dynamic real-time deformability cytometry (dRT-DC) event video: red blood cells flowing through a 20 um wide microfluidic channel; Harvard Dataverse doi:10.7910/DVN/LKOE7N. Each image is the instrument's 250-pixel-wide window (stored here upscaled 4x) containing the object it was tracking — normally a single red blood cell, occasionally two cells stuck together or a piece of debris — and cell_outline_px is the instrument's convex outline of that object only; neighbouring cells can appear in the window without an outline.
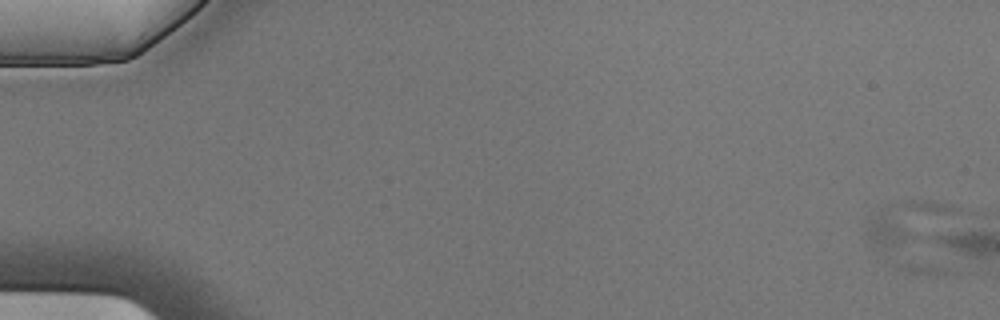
{"species": "Egyptian fruit bat (a non-hibernating species)", "species_latin": "Rousettus aegyptiacus", "temperature_condition": "cold", "stored_images_in_passage": 3, "camera_frame_rate_fps": 3000, "um_per_image_px": 0.085, "animal": {"sex": "male"}, "frame": {"image": 1, "passage_image": 2, "time_ms": 0.333, "image_size_px": [1000, 320], "cell_outline_px": [[960, 212], [904, 240], [884, 248], [872, 248], [864, 232], [868, 220], [880, 208], [888, 204], [900, 200], [936, 200], [952, 204], [960, 208]], "centroid_in_image_um": [76.98, 18.74], "position_along_channel_um": 8.0, "area_um2": 20.29}}